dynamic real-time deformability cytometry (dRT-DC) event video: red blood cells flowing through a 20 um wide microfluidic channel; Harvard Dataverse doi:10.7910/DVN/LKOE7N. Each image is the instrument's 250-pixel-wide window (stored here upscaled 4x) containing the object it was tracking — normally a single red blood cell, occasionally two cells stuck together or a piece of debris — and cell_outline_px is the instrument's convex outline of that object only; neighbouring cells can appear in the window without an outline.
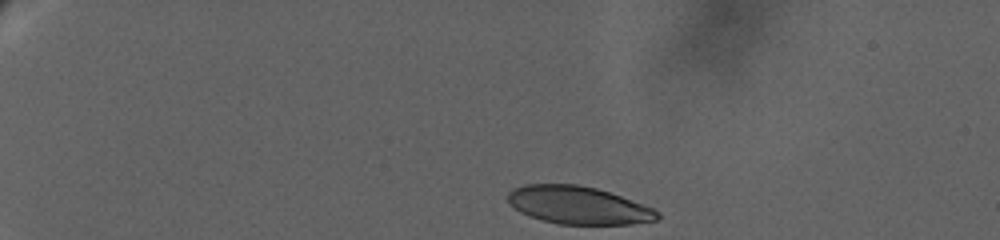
{"species": "human", "species_latin": "Homo sapiens", "temperature_condition": "warm", "stored_images_in_passage": 31, "camera_frame_rate_fps": 3000, "um_per_image_px": 0.085, "donor": {"sex": "female"}, "frame": {"image": 1, "passage_image": 1, "time_ms": 0.0, "image_size_px": [1000, 240], "cell_outline_px": [[660, 216], [656, 220], [632, 224], [560, 224], [528, 216], [520, 212], [508, 204], [508, 192], [512, 188], [524, 184], [576, 184], [596, 188], [620, 196], [652, 208], [660, 212]], "centroid_in_image_um": [49.11, 17.44], "position_along_channel_um": 35.9, "area_um2": 32.83}}
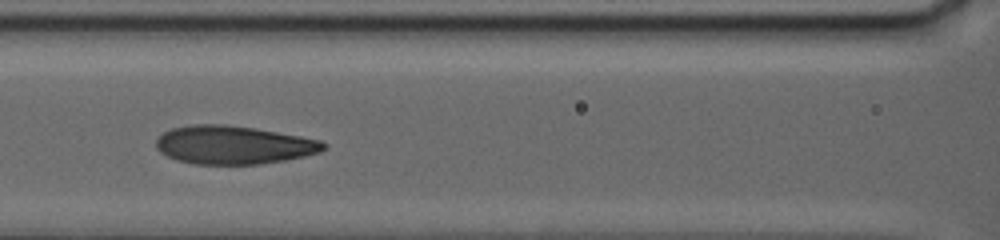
{"frame": {"image": 2, "passage_image": 18, "time_ms": 7.333, "image_size_px": [1000, 240], "cell_outline_px": [[328, 148], [320, 152], [288, 160], [260, 164], [196, 164], [176, 160], [160, 152], [156, 148], [156, 140], [164, 132], [172, 128], [192, 124], [228, 124], [256, 128], [300, 136], [320, 140], [328, 144]], "centroid_in_image_um": [19.88, 12.32], "position_along_channel_um": 146.7, "area_um2": 37.69}}
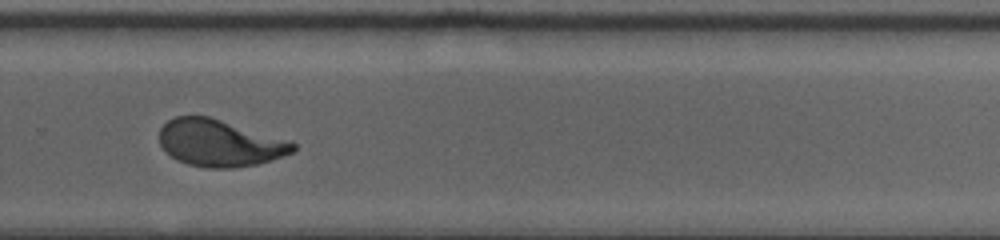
{"frame": {"image": 3, "passage_image": 31, "time_ms": 13.0, "image_size_px": [1000, 240], "cell_outline_px": [[296, 148], [292, 152], [272, 160], [256, 164], [232, 168], [204, 168], [188, 164], [176, 160], [164, 152], [160, 144], [160, 128], [168, 120], [176, 116], [208, 116], [292, 140], [296, 144]], "centroid_in_image_um": [18.67, 12.16], "position_along_channel_um": 311.1, "area_um2": 36.82}}